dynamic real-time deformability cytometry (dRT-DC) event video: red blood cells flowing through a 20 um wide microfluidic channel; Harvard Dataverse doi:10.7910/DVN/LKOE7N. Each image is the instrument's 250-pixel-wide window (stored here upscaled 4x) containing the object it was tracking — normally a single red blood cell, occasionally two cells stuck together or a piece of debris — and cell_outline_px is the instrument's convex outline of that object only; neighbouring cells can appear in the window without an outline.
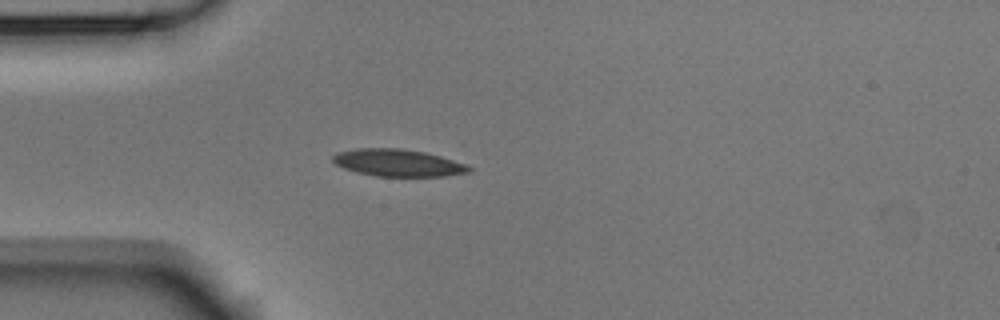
{"species": "Egyptian fruit bat (a non-hibernating species)", "species_latin": "Rousettus aegyptiacus", "temperature_condition": "room temperature", "stored_images_in_passage": 4, "camera_frame_rate_fps": 3000, "um_per_image_px": 0.085, "animal": {"sex": "male"}, "frame": {"image": 1, "passage_image": 4, "time_ms": 1.0, "image_size_px": [1000, 320], "cell_outline_px": [[472, 172], [448, 176], [376, 176], [356, 172], [344, 168], [336, 164], [332, 160], [332, 156], [336, 152], [356, 148], [400, 148], [424, 152], [440, 156], [464, 164], [472, 168]], "centroid_in_image_um": [33.81, 13.84], "position_along_channel_um": 51.2, "area_um2": 21.56}}